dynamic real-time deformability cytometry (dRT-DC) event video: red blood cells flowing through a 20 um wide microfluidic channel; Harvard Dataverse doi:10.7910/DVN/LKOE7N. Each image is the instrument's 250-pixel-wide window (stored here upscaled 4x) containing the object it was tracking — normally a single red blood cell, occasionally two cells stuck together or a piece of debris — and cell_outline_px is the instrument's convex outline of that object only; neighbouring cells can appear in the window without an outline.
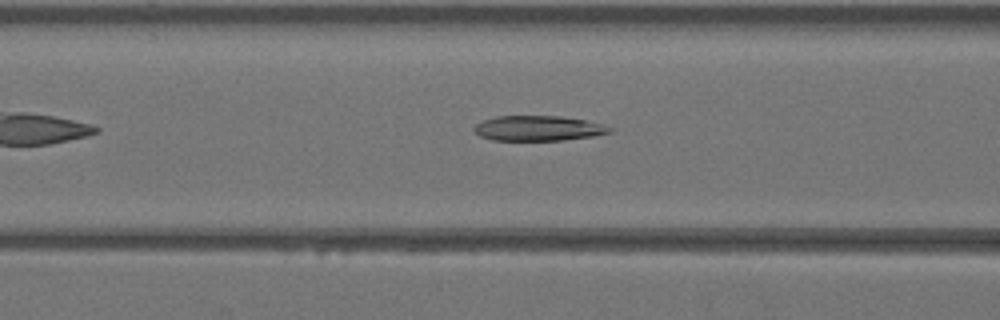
{"species": "Egyptian fruit bat (a non-hibernating species)", "species_latin": "Rousettus aegyptiacus", "temperature_condition": "warm", "stored_images_in_passage": 34, "camera_frame_rate_fps": 3000, "um_per_image_px": 0.085, "animal": {"sex": "female"}, "frame": {"image": 1, "passage_image": 8, "time_ms": 2.333, "image_size_px": [1000, 320], "cell_outline_px": [[612, 132], [592, 136], [564, 140], [492, 140], [480, 136], [472, 128], [476, 124], [484, 120], [496, 116], [560, 116], [584, 120], [604, 124], [612, 128]], "centroid_in_image_um": [45.75, 10.9], "position_along_channel_um": 120.8, "area_um2": 19.77}}
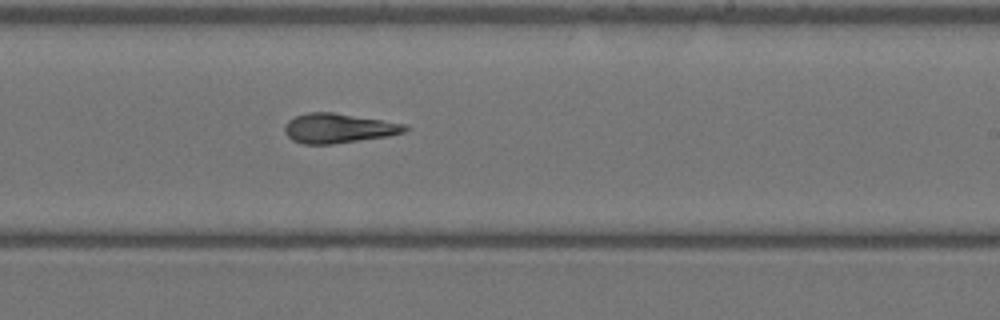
{"frame": {"image": 2, "passage_image": 17, "time_ms": 5.333, "image_size_px": [1000, 320], "cell_outline_px": [[408, 128], [404, 132], [388, 136], [332, 144], [304, 144], [292, 140], [284, 132], [284, 128], [288, 120], [296, 116], [308, 112], [332, 112], [408, 124]], "centroid_in_image_um": [28.76, 10.9], "position_along_channel_um": 260.2, "area_um2": 20.69}}
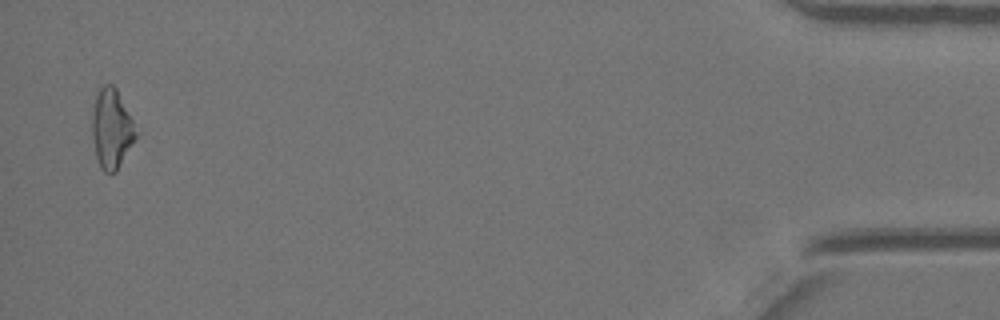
{"frame": {"image": 3, "passage_image": 33, "time_ms": 10.667, "image_size_px": [1000, 320], "cell_outline_px": [[136, 136], [116, 172], [104, 172], [100, 168], [96, 156], [92, 136], [92, 116], [96, 96], [100, 88], [104, 84], [112, 84], [116, 88], [132, 120], [136, 132]], "centroid_in_image_um": [9.46, 10.95], "position_along_channel_um": 425.7, "area_um2": 19.77}}